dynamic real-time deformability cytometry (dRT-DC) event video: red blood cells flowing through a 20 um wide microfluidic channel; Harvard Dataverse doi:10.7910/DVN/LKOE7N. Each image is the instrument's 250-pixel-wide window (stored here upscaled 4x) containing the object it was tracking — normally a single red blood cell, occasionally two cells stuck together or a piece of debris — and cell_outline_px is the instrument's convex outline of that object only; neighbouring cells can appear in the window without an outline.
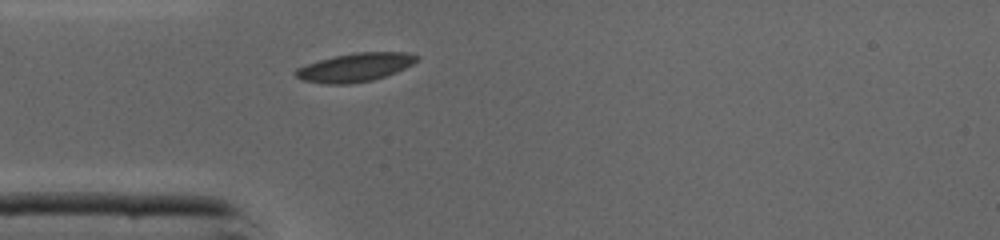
{"species": "common noctule bat (a hibernating species)", "species_latin": "Nyctalus noctula", "temperature_condition": "cold", "stored_images_in_passage": 34, "camera_frame_rate_fps": 3000, "um_per_image_px": 0.085, "animal": {"sex": "male", "body_mass_g": 19.0, "forearm_length_mm": 50.8}, "frame": {"image": 1, "passage_image": 1, "time_ms": 0.0, "image_size_px": [1000, 240], "cell_outline_px": [[420, 56], [412, 64], [396, 72], [372, 80], [348, 84], [328, 84], [304, 80], [296, 76], [292, 72], [296, 68], [320, 60], [336, 56], [356, 52], [408, 52]], "centroid_in_image_um": [30.19, 5.72], "position_along_channel_um": 54.8, "area_um2": 19.88}}
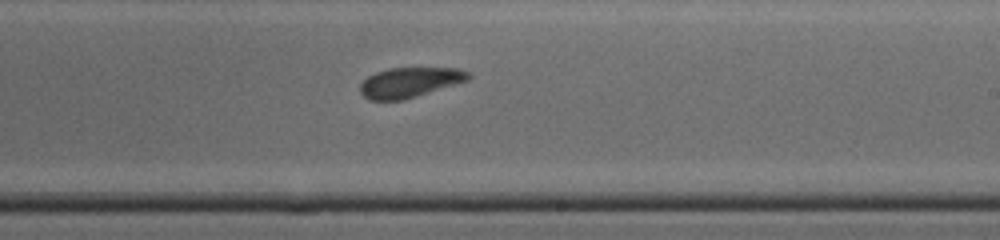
{"frame": {"image": 2, "passage_image": 15, "time_ms": 4.667, "image_size_px": [1000, 240], "cell_outline_px": [[472, 76], [468, 80], [404, 100], [368, 100], [360, 92], [360, 84], [368, 76], [376, 72], [388, 68], [456, 68], [468, 72]], "centroid_in_image_um": [34.8, 7.0], "position_along_channel_um": 254.2, "area_um2": 18.84}}
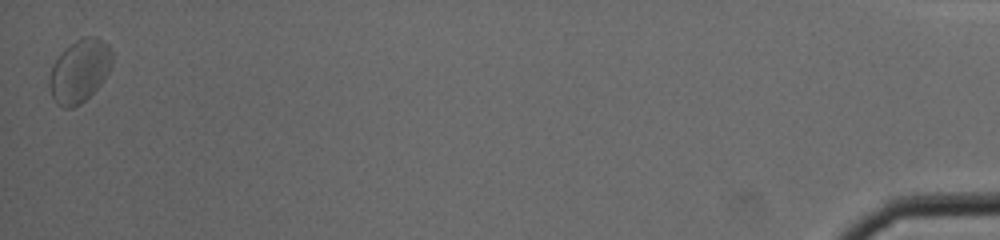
{"frame": {"image": 3, "passage_image": 34, "time_ms": 11.0, "image_size_px": [1000, 240], "cell_outline_px": [[112, 64], [104, 80], [80, 104], [72, 108], [64, 108], [56, 104], [52, 96], [48, 84], [48, 76], [52, 64], [60, 52], [64, 48], [76, 40], [84, 36], [96, 36], [104, 40], [112, 48]], "centroid_in_image_um": [6.74, 6.0], "position_along_channel_um": 428.5, "area_um2": 23.41}, "authors_computed_cell_mechanics": {"area_um2": 20.0566, "velocity_mm_per_s": 4.3417, "shape_relaxation_time_tau1_ms": 6.1877, "shape_relaxation_time_tau2_ms": 2.0447, "deformation_change_tau1": 0.1038, "deformation_change_tau2": 0.0901}}